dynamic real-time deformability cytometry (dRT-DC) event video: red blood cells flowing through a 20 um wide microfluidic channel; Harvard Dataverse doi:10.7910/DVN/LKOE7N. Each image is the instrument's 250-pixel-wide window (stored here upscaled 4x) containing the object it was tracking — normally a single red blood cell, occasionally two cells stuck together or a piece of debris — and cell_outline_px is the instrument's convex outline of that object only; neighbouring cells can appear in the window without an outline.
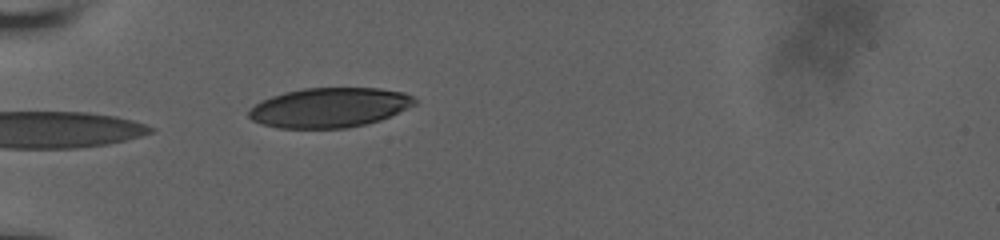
{"species": "human", "species_latin": "Homo sapiens", "temperature_condition": "room temperature", "stored_images_in_passage": 25, "camera_frame_rate_fps": 3000, "um_per_image_px": 0.085, "donor": {"sex": "male"}, "frame": {"image": 1, "passage_image": 1, "time_ms": 0.0, "image_size_px": [1000, 240], "cell_outline_px": [[416, 104], [380, 120], [348, 128], [276, 128], [252, 120], [248, 116], [248, 112], [260, 100], [284, 92], [304, 88], [380, 88], [404, 92], [412, 96], [416, 100]], "centroid_in_image_um": [28.0, 9.14], "position_along_channel_um": 57.0, "area_um2": 38.26}}
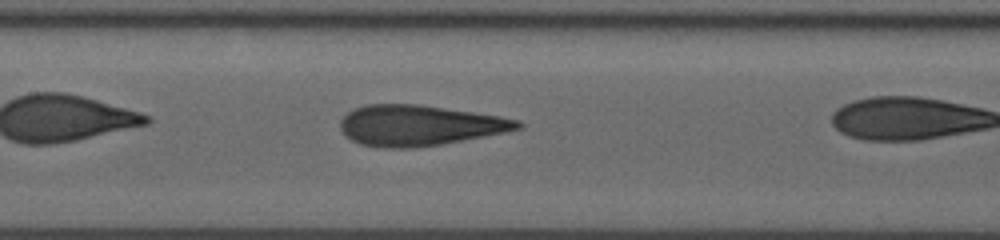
{"frame": {"image": 2, "passage_image": 8, "time_ms": 2.333, "image_size_px": [1000, 240], "cell_outline_px": [[524, 124], [520, 128], [504, 132], [440, 144], [416, 148], [384, 148], [360, 144], [344, 136], [340, 128], [340, 120], [348, 112], [356, 108], [368, 104], [416, 104], [500, 116], [520, 120]], "centroid_in_image_um": [35.6, 10.66], "position_along_channel_um": 171.8, "area_um2": 41.67}}